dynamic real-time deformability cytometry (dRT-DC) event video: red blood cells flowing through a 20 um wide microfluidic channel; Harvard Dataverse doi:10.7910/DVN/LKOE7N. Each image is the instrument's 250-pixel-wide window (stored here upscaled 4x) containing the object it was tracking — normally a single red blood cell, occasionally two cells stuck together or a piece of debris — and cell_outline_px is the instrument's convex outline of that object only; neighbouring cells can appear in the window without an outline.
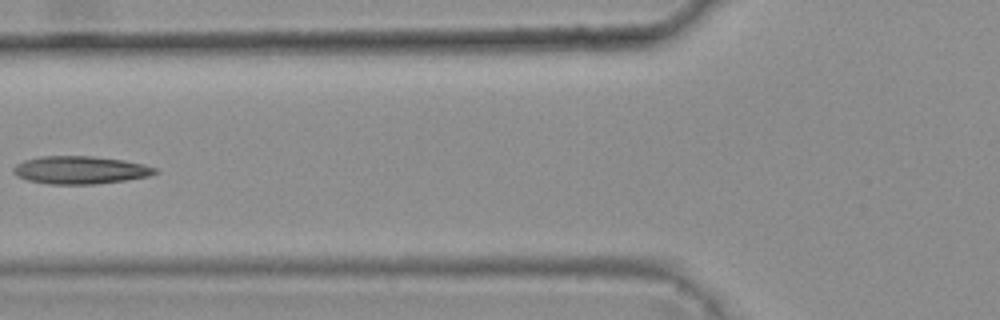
{"species": "common noctule bat (a hibernating species)", "species_latin": "Nyctalus noctula", "temperature_condition": "warm", "stored_images_in_passage": 5, "camera_frame_rate_fps": 3000, "um_per_image_px": 0.085, "animal": {"sex": "female", "body_mass_g": 25.1}, "frame": {"image": 1, "passage_image": 4, "time_ms": 1.0, "image_size_px": [1000, 320], "cell_outline_px": [[160, 172], [148, 176], [124, 180], [96, 184], [48, 184], [28, 180], [16, 176], [12, 172], [12, 168], [16, 164], [24, 160], [40, 156], [92, 156], [124, 160], [144, 164], [156, 168]], "centroid_in_image_um": [6.8, 14.45], "position_along_channel_um": 119.0, "area_um2": 23.06}}
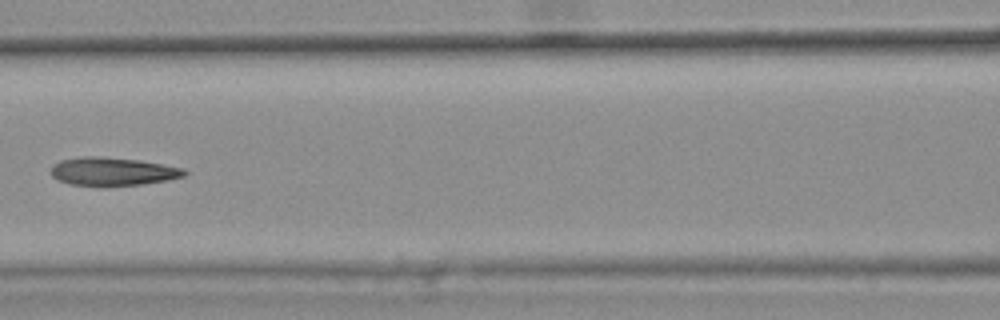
{"frame": {"image": 2, "passage_image": 5, "time_ms": 1.333, "image_size_px": [1000, 320], "cell_outline_px": [[188, 172], [184, 176], [168, 180], [140, 184], [104, 188], [68, 184], [56, 180], [52, 176], [52, 164], [60, 160], [80, 156], [96, 156], [140, 160], [184, 168]], "centroid_in_image_um": [9.53, 14.6], "position_along_channel_um": 157.1, "area_um2": 22.6}}